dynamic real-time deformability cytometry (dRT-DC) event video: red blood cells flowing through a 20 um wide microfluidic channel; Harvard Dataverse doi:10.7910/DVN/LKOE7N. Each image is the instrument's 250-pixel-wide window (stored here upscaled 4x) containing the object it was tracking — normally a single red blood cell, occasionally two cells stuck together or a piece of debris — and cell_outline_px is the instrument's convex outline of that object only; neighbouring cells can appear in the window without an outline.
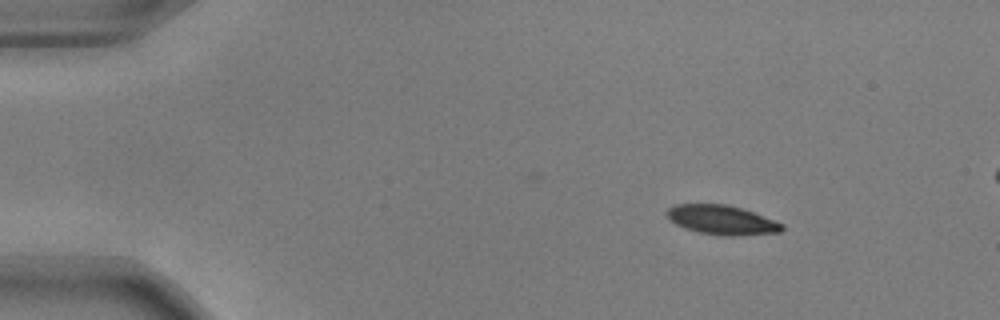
{"species": "common noctule bat (a hibernating species)", "species_latin": "Nyctalus noctula", "temperature_condition": "warm", "stored_images_in_passage": 37, "camera_frame_rate_fps": 3000, "um_per_image_px": 0.085, "animal": {"sex": "male", "body_mass_g": 17.9, "forearm_length_mm": 54.2}, "frame": {"image": 1, "passage_image": 1, "time_ms": 0.0, "image_size_px": [1000, 320], "cell_outline_px": [[784, 228], [780, 232], [732, 236], [720, 236], [700, 232], [684, 228], [668, 220], [664, 212], [668, 208], [676, 204], [728, 204], [752, 212], [784, 224]], "centroid_in_image_um": [61.3, 18.69], "position_along_channel_um": 23.7, "area_um2": 19.71}}
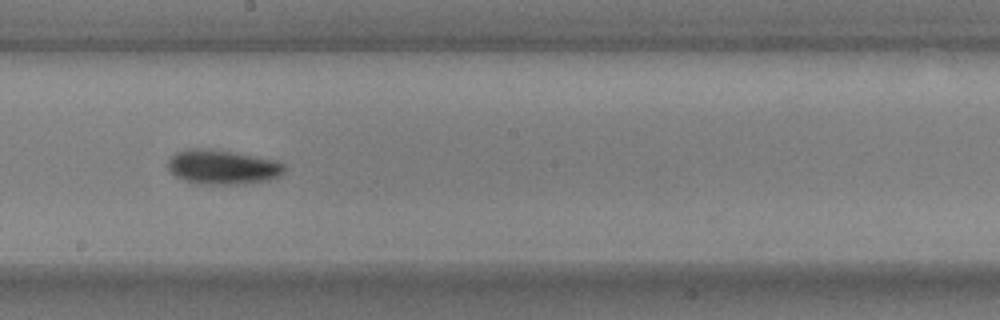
{"frame": {"image": 2, "passage_image": 24, "time_ms": 7.667, "image_size_px": [1000, 320], "cell_outline_px": [[288, 168], [280, 176], [268, 180], [244, 184], [200, 184], [184, 180], [176, 176], [168, 168], [168, 156], [184, 148], [212, 148], [236, 152], [276, 160], [284, 164]], "centroid_in_image_um": [18.92, 14.18], "position_along_channel_um": 229.3, "area_um2": 23.93}}
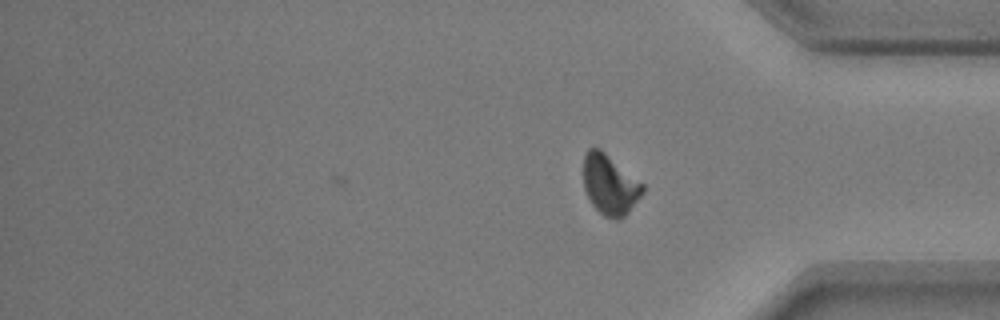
{"frame": {"image": 3, "passage_image": 37, "time_ms": 12.0, "image_size_px": [1000, 320], "cell_outline_px": [[644, 192], [628, 212], [620, 220], [616, 220], [604, 216], [592, 204], [584, 188], [584, 156], [588, 148], [600, 148], [644, 184]], "centroid_in_image_um": [51.85, 15.7], "position_along_channel_um": 383.4, "area_um2": 20.63}, "authors_computed_cell_mechanics": {"area_um2": 21.6172, "velocity_mm_per_s": 3.7549, "shape_relaxation_time_tau1_ms": 2.7193, "shape_relaxation_time_tau2_ms": 4.5221, "deformation_change_tau1": 0.1468, "deformation_change_tau2": 0.0951}}